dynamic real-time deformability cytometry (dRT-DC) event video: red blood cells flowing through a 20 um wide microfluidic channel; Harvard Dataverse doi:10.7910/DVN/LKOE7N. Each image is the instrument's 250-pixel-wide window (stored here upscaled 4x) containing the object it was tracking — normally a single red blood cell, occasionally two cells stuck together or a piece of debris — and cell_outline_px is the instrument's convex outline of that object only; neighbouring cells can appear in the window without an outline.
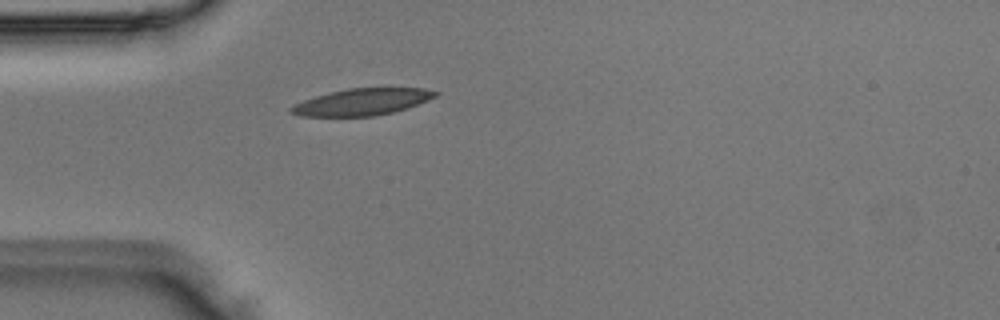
{"species": "Egyptian fruit bat (a non-hibernating species)", "species_latin": "Rousettus aegyptiacus", "temperature_condition": "room temperature", "stored_images_in_passage": 3, "camera_frame_rate_fps": 3000, "um_per_image_px": 0.085, "animal": {"sex": "male"}, "frame": {"image": 1, "passage_image": 3, "time_ms": 0.667, "image_size_px": [1000, 320], "cell_outline_px": [[440, 92], [436, 96], [428, 100], [408, 108], [392, 112], [372, 116], [300, 116], [292, 112], [288, 108], [304, 100], [328, 92], [348, 88], [424, 88]], "centroid_in_image_um": [30.8, 8.65], "position_along_channel_um": 54.2, "area_um2": 22.31}}